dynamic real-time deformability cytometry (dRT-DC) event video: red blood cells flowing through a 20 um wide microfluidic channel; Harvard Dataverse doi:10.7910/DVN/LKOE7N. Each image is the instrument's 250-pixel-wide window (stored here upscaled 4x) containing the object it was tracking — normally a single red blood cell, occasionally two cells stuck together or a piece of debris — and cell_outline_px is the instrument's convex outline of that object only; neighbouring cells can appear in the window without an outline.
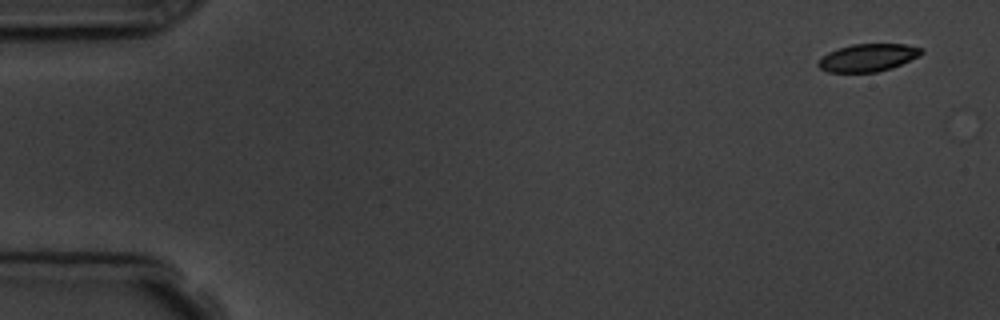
{"species": "common noctule bat (a hibernating species)", "species_latin": "Nyctalus noctula", "temperature_condition": "room temperature", "stored_images_in_passage": 5, "camera_frame_rate_fps": 3000, "um_per_image_px": 0.085, "animal": {"sex": "male", "body_mass_g": 19.5, "forearm_length_mm": 54.6}, "frame": {"image": 1, "passage_image": 1, "time_ms": 0.0, "image_size_px": [1000, 320], "cell_outline_px": [[924, 52], [920, 56], [892, 68], [876, 72], [828, 72], [820, 68], [816, 64], [828, 52], [836, 48], [852, 44], [904, 44], [924, 48]], "centroid_in_image_um": [73.8, 4.89], "position_along_channel_um": 11.2, "area_um2": 16.7}}